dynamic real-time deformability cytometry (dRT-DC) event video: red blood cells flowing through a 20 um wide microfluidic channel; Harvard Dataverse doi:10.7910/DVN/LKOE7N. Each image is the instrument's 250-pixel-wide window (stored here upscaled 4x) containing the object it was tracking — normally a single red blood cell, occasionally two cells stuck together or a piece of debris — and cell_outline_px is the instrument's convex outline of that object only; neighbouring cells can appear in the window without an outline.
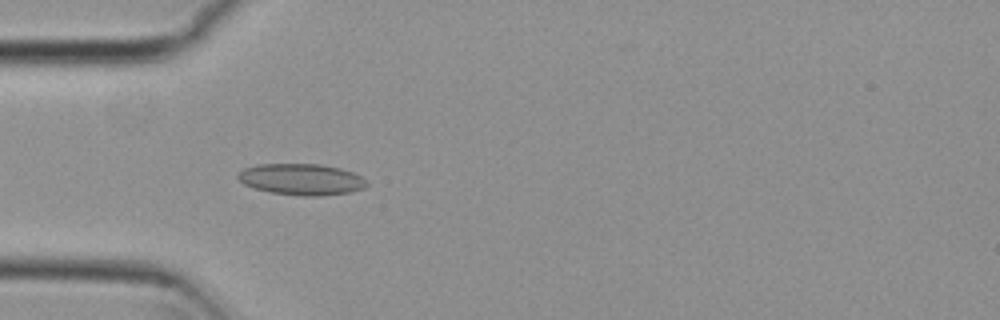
{"species": "common noctule bat (a hibernating species)", "species_latin": "Nyctalus noctula", "temperature_condition": "cold", "stored_images_in_passage": 4, "camera_frame_rate_fps": 3000, "um_per_image_px": 0.085, "animal": {"sex": "female", "body_mass_g": 29.2, "forearm_length_mm": 56.3}, "frame": {"image": 1, "passage_image": 4, "time_ms": 1.0, "image_size_px": [1000, 320], "cell_outline_px": [[368, 184], [364, 188], [348, 192], [320, 196], [300, 196], [272, 192], [256, 188], [244, 184], [236, 176], [244, 168], [256, 164], [320, 164], [340, 168], [352, 172], [360, 176]], "centroid_in_image_um": [25.61, 15.24], "position_along_channel_um": 59.4, "area_um2": 23.29}}